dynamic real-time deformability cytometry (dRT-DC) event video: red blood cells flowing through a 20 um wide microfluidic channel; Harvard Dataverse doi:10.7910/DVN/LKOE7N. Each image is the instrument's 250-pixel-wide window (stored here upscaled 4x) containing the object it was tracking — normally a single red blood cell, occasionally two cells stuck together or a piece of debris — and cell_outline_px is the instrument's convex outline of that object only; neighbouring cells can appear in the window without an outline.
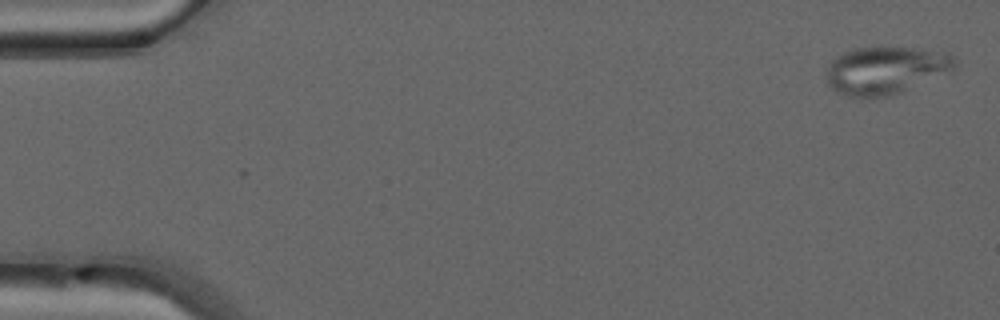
{"species": "common noctule bat (a hibernating species)", "species_latin": "Nyctalus noctula", "temperature_condition": "warm", "stored_images_in_passage": 2, "camera_frame_rate_fps": 3000, "um_per_image_px": 0.085, "animal": {"sex": "male", "forearm_length_mm": 52.5}, "frame": {"image": 1, "passage_image": 2, "time_ms": 0.333, "image_size_px": [1000, 320], "cell_outline_px": [[956, 68], [892, 96], [848, 96], [836, 92], [828, 84], [828, 68], [832, 60], [836, 56], [844, 52], [856, 48], [912, 48], [944, 52], [956, 56]], "centroid_in_image_um": [75.29, 5.97], "position_along_channel_um": 9.7, "area_um2": 35.03}}